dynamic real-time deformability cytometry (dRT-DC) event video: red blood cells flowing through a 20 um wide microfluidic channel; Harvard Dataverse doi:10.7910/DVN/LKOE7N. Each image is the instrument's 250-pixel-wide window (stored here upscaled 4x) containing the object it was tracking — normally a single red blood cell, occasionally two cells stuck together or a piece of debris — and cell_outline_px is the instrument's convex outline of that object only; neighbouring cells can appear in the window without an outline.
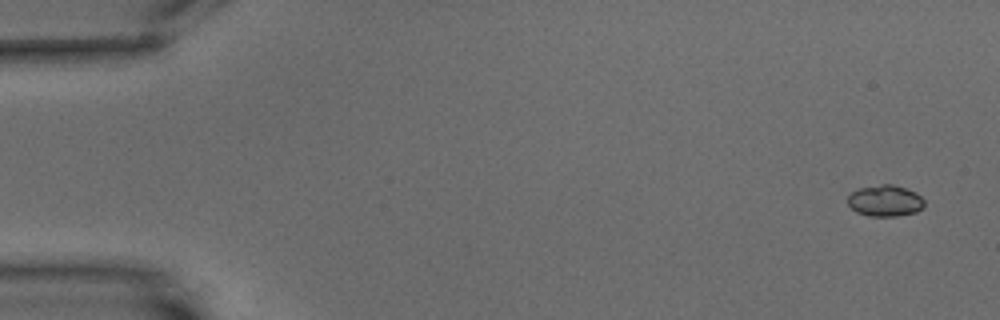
{"species": "common noctule bat (a hibernating species)", "species_latin": "Nyctalus noctula", "temperature_condition": "warm", "stored_images_in_passage": 6, "camera_frame_rate_fps": 3000, "um_per_image_px": 0.085, "animal": {"sex": "male", "body_mass_g": 15.6}, "frame": {"image": 1, "passage_image": 1, "time_ms": 0.0, "image_size_px": [1000, 320], "cell_outline_px": [[924, 208], [916, 212], [896, 216], [868, 216], [856, 212], [848, 204], [848, 196], [852, 192], [860, 188], [880, 184], [892, 184], [916, 192], [924, 200]], "centroid_in_image_um": [75.24, 17.07], "position_along_channel_um": 9.8, "area_um2": 13.99}}
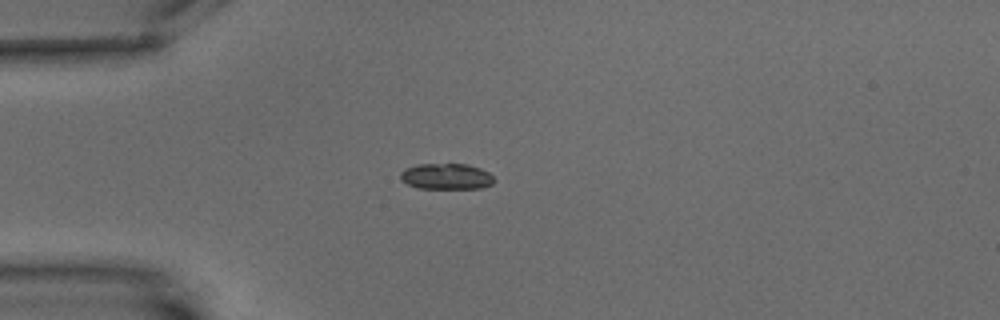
{"frame": {"image": 2, "passage_image": 5, "time_ms": 4.667, "image_size_px": [1000, 320], "cell_outline_px": [[496, 180], [492, 184], [480, 188], [416, 188], [408, 184], [400, 176], [400, 172], [404, 168], [416, 164], [468, 164], [480, 168], [488, 172]], "centroid_in_image_um": [37.94, 14.98], "position_along_channel_um": 47.1, "area_um2": 14.16}}